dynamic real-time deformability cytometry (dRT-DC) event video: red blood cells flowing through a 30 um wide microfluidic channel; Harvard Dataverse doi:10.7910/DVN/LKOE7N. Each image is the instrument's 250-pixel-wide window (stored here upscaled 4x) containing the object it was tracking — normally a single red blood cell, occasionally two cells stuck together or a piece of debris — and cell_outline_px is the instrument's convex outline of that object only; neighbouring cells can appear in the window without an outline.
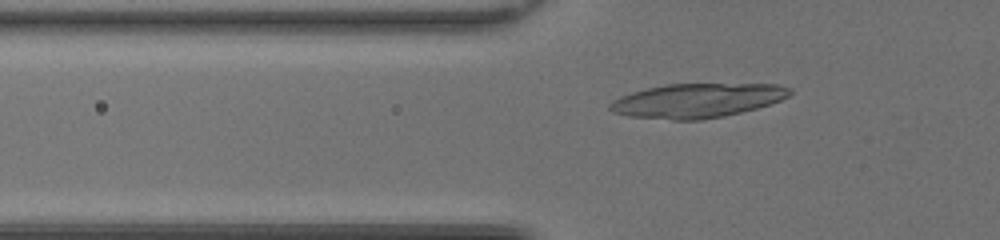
{"species": "common noctule bat (a hibernating species)", "species_latin": "Nyctalus noctula", "temperature_condition": "room temperature", "stored_images_in_passage": 38, "camera_frame_rate_fps": 3000, "um_per_image_px": 0.085, "animal": {"sex": "female", "body_mass_g": 20.0, "forearm_length_mm": 54.0}, "frame": {"image": 1, "passage_image": 6, "time_ms": 1.667, "image_size_px": [1000, 240], "cell_outline_px": [[792, 92], [788, 96], [780, 100], [756, 108], [724, 116], [700, 120], [672, 120], [628, 116], [612, 112], [608, 108], [608, 104], [612, 100], [620, 96], [632, 92], [648, 88], [668, 84], [776, 84], [792, 88]], "centroid_in_image_um": [59.22, 8.55], "position_along_channel_um": 66.6, "area_um2": 35.84}}
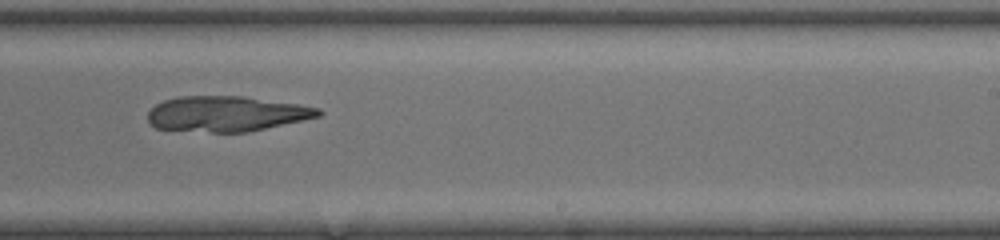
{"frame": {"image": 2, "passage_image": 21, "time_ms": 6.667, "image_size_px": [1000, 240], "cell_outline_px": [[324, 112], [320, 116], [304, 120], [248, 132], [212, 132], [156, 128], [148, 120], [148, 112], [156, 104], [164, 100], [180, 96], [244, 96], [300, 104], [320, 108]], "centroid_in_image_um": [19.3, 9.66], "position_along_channel_um": 269.7, "area_um2": 35.2}}
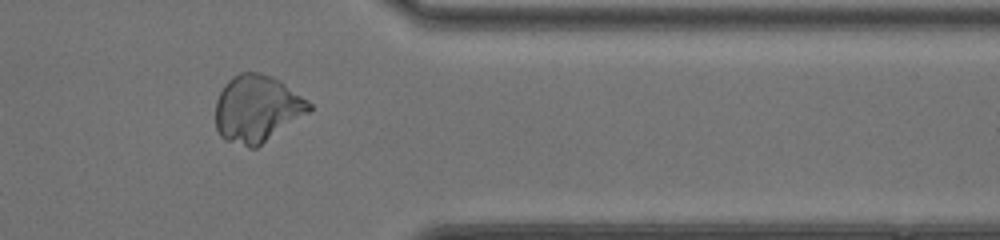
{"frame": {"image": 3, "passage_image": 30, "time_ms": 9.667, "image_size_px": [1000, 240], "cell_outline_px": [[312, 108], [308, 112], [256, 148], [248, 148], [224, 140], [220, 136], [216, 128], [216, 100], [224, 84], [232, 76], [240, 72], [260, 72], [272, 76], [280, 80], [308, 100], [312, 104]], "centroid_in_image_um": [21.82, 9.23], "position_along_channel_um": 389.6, "area_um2": 36.65}}